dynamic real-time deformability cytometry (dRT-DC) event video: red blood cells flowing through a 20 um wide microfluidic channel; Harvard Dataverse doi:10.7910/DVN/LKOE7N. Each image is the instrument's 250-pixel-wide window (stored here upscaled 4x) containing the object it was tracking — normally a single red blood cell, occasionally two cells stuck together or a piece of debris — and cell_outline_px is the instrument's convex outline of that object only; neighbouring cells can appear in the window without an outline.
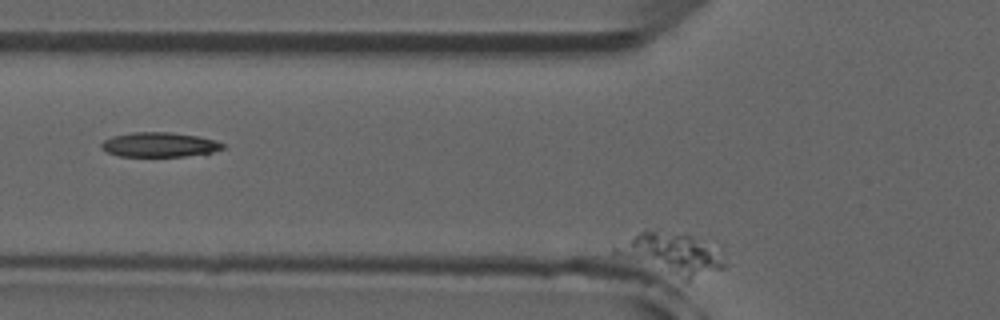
{"species": "common noctule bat (a hibernating species)", "species_latin": "Nyctalus noctula", "temperature_condition": "room temperature", "stored_images_in_passage": 18, "segment_of_instrument_passage": [2, 2], "camera_frame_rate_fps": 3000, "um_per_image_px": 0.085, "animal": {"sex": "male", "forearm_length_mm": 52.5}, "frame": {"image": 1, "passage_image": 18, "time_ms": 5.667, "image_size_px": [1000, 320], "cell_outline_px": [[728, 268], [688, 280], [684, 280], [612, 256], [612, 248], [644, 228], [688, 232], [724, 252], [728, 264]], "centroid_in_image_um": [57.09, 21.54], "position_along_channel_um": 68.7, "area_um2": 28.15}}